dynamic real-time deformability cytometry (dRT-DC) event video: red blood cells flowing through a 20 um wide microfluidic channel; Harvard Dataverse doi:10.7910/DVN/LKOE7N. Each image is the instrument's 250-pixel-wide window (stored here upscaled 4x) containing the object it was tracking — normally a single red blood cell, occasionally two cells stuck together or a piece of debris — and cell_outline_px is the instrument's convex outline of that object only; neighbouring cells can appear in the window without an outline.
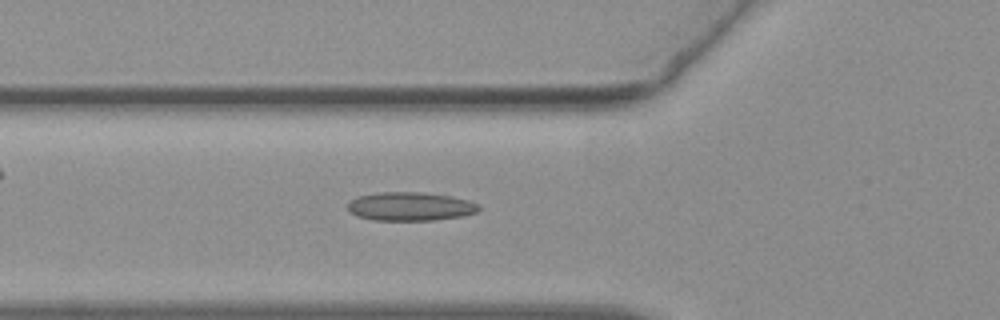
{"species": "common noctule bat (a hibernating species)", "species_latin": "Nyctalus noctula", "temperature_condition": "warm", "stored_images_in_passage": 54, "camera_frame_rate_fps": 3000, "um_per_image_px": 0.085, "animal": {"sex": "female", "body_mass_g": 19.3, "forearm_length_mm": 54.1}, "frame": {"image": 1, "passage_image": 19, "time_ms": 6.0, "image_size_px": [1000, 320], "cell_outline_px": [[480, 208], [476, 212], [464, 216], [436, 220], [372, 220], [356, 216], [348, 212], [348, 204], [352, 200], [360, 196], [380, 192], [420, 192], [448, 196], [468, 200], [480, 204]], "centroid_in_image_um": [34.88, 17.56], "position_along_channel_um": 90.9, "area_um2": 21.85}}
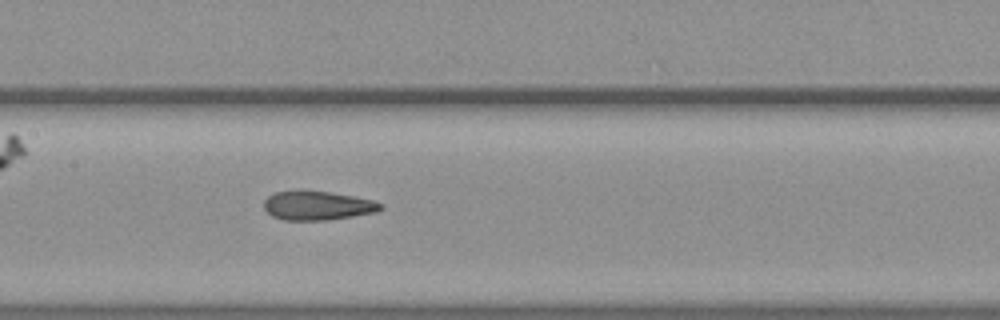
{"frame": {"image": 2, "passage_image": 26, "time_ms": 8.333, "image_size_px": [1000, 320], "cell_outline_px": [[384, 208], [380, 212], [328, 220], [284, 220], [272, 216], [264, 208], [264, 200], [268, 196], [276, 192], [328, 192], [356, 196], [372, 200], [384, 204]], "centroid_in_image_um": [27.07, 17.5], "position_along_channel_um": 180.3, "area_um2": 19.59}}
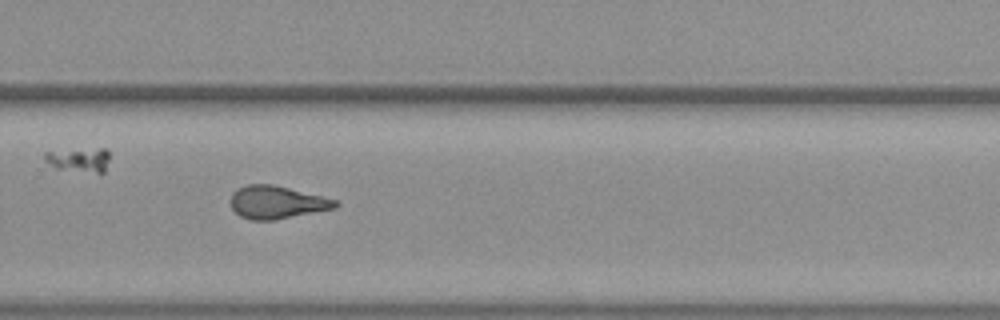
{"frame": {"image": 3, "passage_image": 36, "time_ms": 11.667, "image_size_px": [1000, 320], "cell_outline_px": [[340, 204], [336, 208], [276, 220], [252, 220], [240, 216], [232, 208], [232, 192], [248, 184], [272, 184], [336, 200]], "centroid_in_image_um": [23.54, 17.21], "position_along_channel_um": 306.3, "area_um2": 19.77}, "authors_computed_cell_mechanics": {"area_um2": 20.1722, "velocity_mm_per_s": 3.7984, "shape_relaxation_time_tau1_ms": null, "shape_relaxation_time_tau2_ms": 2.2174, "deformation_change_tau1": null, "deformation_change_tau2": 0.0921}}